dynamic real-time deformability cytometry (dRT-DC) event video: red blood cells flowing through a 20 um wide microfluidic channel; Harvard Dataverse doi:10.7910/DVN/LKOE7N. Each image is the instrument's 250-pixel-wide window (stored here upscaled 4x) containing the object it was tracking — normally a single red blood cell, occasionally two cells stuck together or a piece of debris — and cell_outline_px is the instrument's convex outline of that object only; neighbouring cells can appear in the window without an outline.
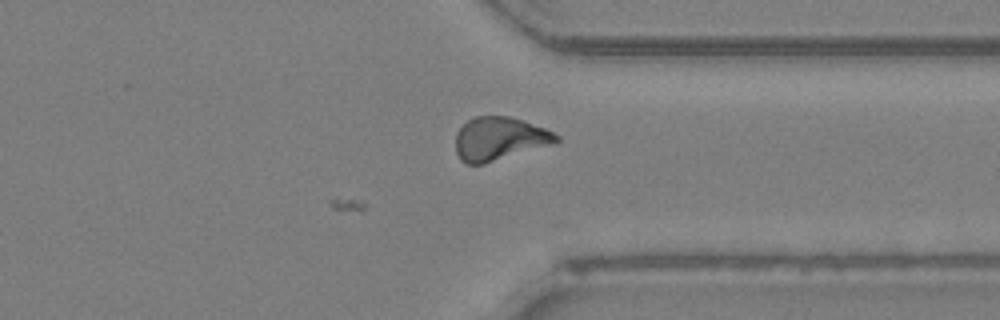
{"species": "Egyptian fruit bat (a non-hibernating species)", "species_latin": "Rousettus aegyptiacus", "temperature_condition": "room temperature", "stored_images_in_passage": 30, "camera_frame_rate_fps": 3000, "um_per_image_px": 0.085, "animal": {"sex": "female"}, "frame": {"image": 1, "passage_image": 30, "time_ms": 9.667, "image_size_px": [1000, 320], "cell_outline_px": [[560, 140], [552, 144], [484, 164], [468, 164], [460, 160], [456, 152], [456, 132], [468, 120], [476, 116], [512, 116], [544, 128], [560, 136]], "centroid_in_image_um": [42.44, 11.79], "position_along_channel_um": 369.0, "area_um2": 25.32}}